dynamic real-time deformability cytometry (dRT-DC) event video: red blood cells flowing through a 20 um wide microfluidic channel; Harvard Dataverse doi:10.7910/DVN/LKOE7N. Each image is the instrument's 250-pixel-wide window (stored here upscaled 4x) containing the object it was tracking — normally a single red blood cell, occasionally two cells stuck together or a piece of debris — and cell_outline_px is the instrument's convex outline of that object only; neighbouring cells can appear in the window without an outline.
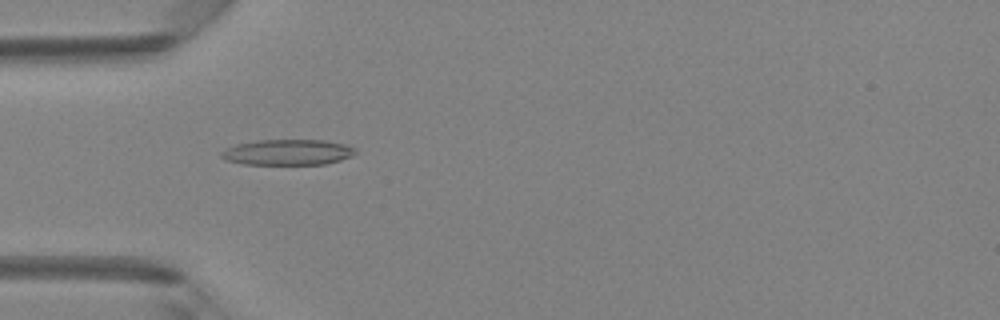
{"species": "Egyptian fruit bat (a non-hibernating species)", "species_latin": "Rousettus aegyptiacus", "temperature_condition": "room temperature", "stored_images_in_passage": 36, "camera_frame_rate_fps": 3000, "um_per_image_px": 0.085, "animal": {"sex": "female"}, "frame": {"image": 1, "passage_image": 3, "time_ms": 0.667, "image_size_px": [1000, 320], "cell_outline_px": [[356, 152], [352, 156], [328, 164], [244, 164], [224, 160], [220, 156], [220, 152], [236, 144], [256, 140], [324, 140], [348, 144], [356, 148]], "centroid_in_image_um": [24.48, 12.94], "position_along_channel_um": 60.5, "area_um2": 20.23}}
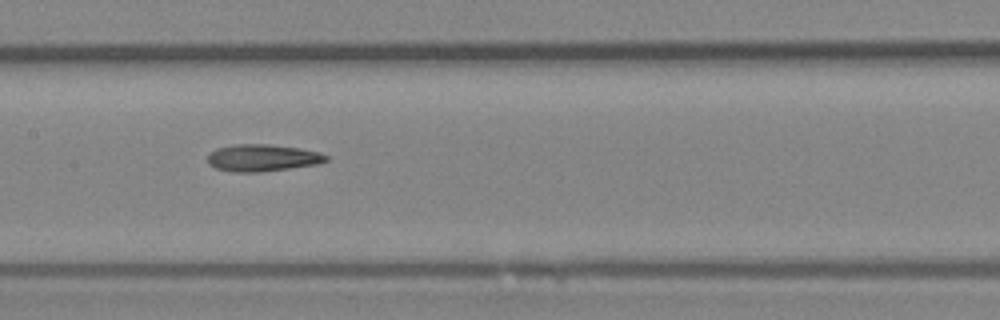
{"frame": {"image": 2, "passage_image": 12, "time_ms": 3.667, "image_size_px": [1000, 320], "cell_outline_px": [[328, 160], [320, 164], [260, 172], [232, 172], [216, 168], [208, 164], [208, 156], [216, 148], [236, 144], [268, 144], [296, 148], [320, 152], [328, 156]], "centroid_in_image_um": [22.32, 13.42], "position_along_channel_um": 185.1, "area_um2": 18.61}}
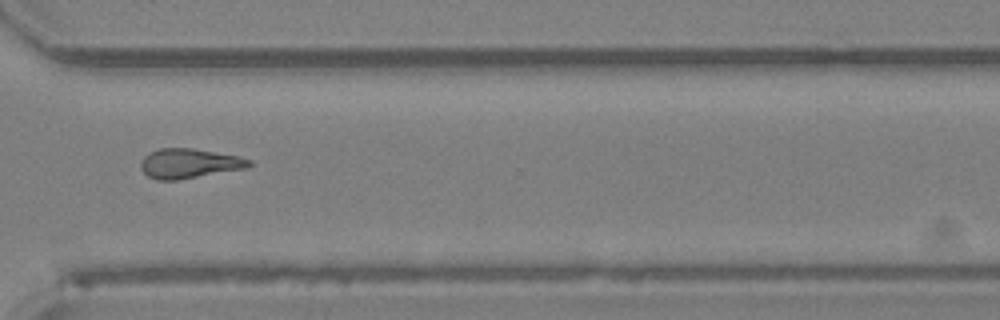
{"frame": {"image": 3, "passage_image": 24, "time_ms": 7.667, "image_size_px": [1000, 320], "cell_outline_px": [[252, 164], [248, 168], [176, 180], [156, 180], [148, 176], [140, 168], [140, 160], [148, 152], [160, 148], [192, 148], [236, 156], [252, 160]], "centroid_in_image_um": [16.04, 13.89], "position_along_channel_um": 354.6, "area_um2": 18.73}}